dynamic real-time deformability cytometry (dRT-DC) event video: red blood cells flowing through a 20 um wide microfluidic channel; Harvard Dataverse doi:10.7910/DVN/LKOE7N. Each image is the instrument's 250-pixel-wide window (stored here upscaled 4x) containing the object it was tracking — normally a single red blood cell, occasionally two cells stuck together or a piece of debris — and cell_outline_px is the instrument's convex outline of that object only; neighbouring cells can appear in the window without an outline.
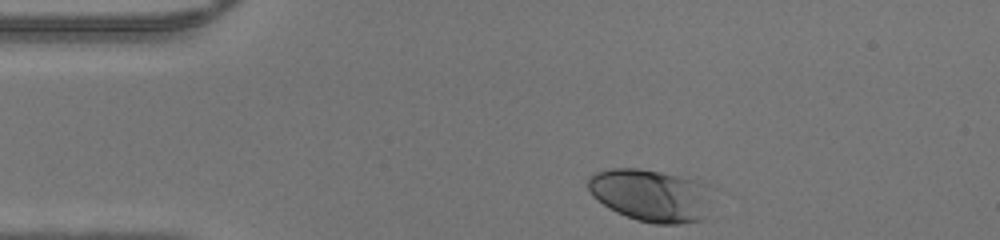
{"species": "human", "species_latin": "Homo sapiens", "temperature_condition": "warm", "stored_images_in_passage": 30, "camera_frame_rate_fps": 3000, "um_per_image_px": 0.085, "donor": {"sex": "male"}, "frame": {"image": 1, "passage_image": 1, "time_ms": 0.0, "image_size_px": [1000, 240], "cell_outline_px": [[708, 184], [704, 220], [680, 224], [656, 224], [636, 220], [616, 212], [608, 208], [592, 196], [588, 188], [588, 176], [596, 172], [612, 168], [640, 168], [660, 172], [696, 180]], "centroid_in_image_um": [55.25, 16.6], "position_along_channel_um": 29.7, "area_um2": 37.69}}
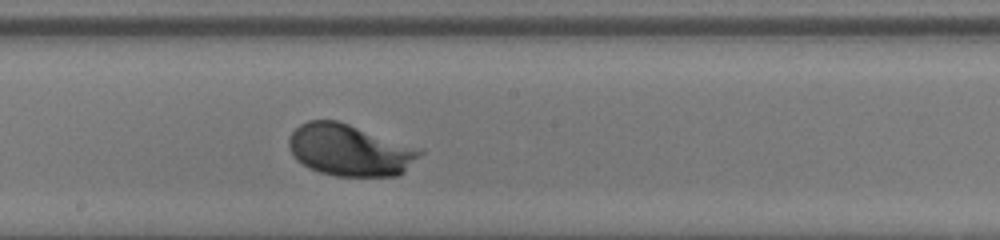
{"frame": {"image": 2, "passage_image": 18, "time_ms": 5.667, "image_size_px": [1000, 240], "cell_outline_px": [[424, 152], [404, 172], [396, 176], [336, 176], [320, 172], [308, 168], [296, 160], [292, 156], [288, 148], [288, 140], [292, 132], [300, 124], [308, 120], [336, 120], [424, 148]], "centroid_in_image_um": [29.74, 12.76], "position_along_channel_um": 218.5, "area_um2": 39.94}}
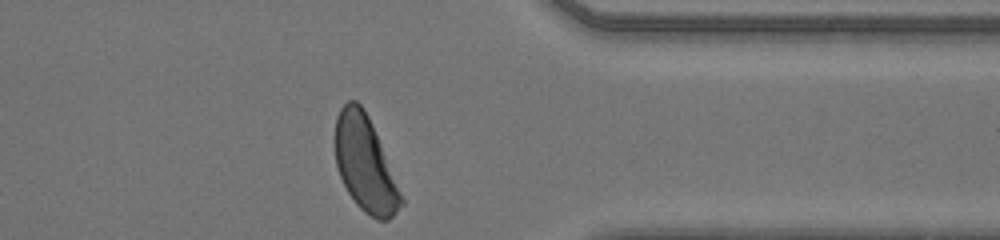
{"frame": {"image": 3, "passage_image": 30, "time_ms": 9.667, "image_size_px": [1000, 240], "cell_outline_px": [[404, 204], [388, 220], [376, 220], [364, 212], [356, 204], [348, 192], [340, 176], [336, 164], [336, 116], [340, 108], [348, 100], [356, 100], [364, 108], [368, 116], [404, 200]], "centroid_in_image_um": [31.02, 13.95], "position_along_channel_um": 380.4, "area_um2": 35.95}}